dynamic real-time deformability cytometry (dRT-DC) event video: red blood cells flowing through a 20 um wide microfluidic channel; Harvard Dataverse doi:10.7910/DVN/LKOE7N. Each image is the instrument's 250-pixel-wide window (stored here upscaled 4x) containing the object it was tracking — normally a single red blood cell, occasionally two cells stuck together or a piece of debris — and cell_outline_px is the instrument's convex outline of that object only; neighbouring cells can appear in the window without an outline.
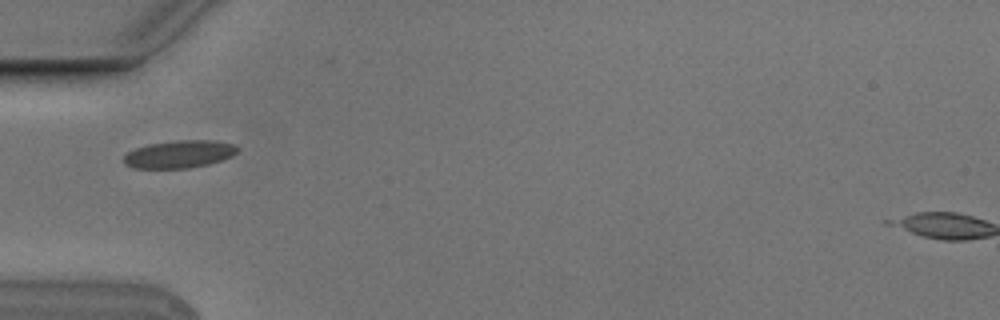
{"species": "Egyptian fruit bat (a non-hibernating species)", "species_latin": "Rousettus aegyptiacus", "temperature_condition": "cold", "stored_images_in_passage": 3, "camera_frame_rate_fps": 3000, "um_per_image_px": 0.085, "animal": {"sex": "male"}, "frame": {"image": 1, "passage_image": 1, "time_ms": 0.0, "image_size_px": [1000, 320], "cell_outline_px": [[240, 148], [232, 156], [208, 164], [188, 168], [132, 168], [124, 164], [124, 156], [128, 152], [136, 148], [148, 144], [176, 140], [216, 140], [232, 144]], "centroid_in_image_um": [15.23, 13.1], "position_along_channel_um": 69.8, "area_um2": 18.26}}
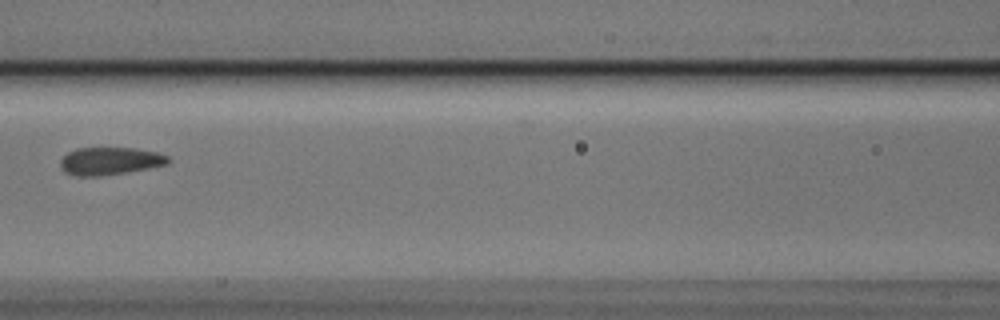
{"frame": {"image": 2, "passage_image": 3, "time_ms": 0.667, "image_size_px": [1000, 320], "cell_outline_px": [[172, 160], [168, 164], [148, 168], [100, 176], [76, 176], [64, 172], [60, 164], [60, 160], [68, 152], [76, 148], [136, 148], [156, 152], [168, 156]], "centroid_in_image_um": [9.35, 13.68], "position_along_channel_um": 157.3, "area_um2": 17.34}}